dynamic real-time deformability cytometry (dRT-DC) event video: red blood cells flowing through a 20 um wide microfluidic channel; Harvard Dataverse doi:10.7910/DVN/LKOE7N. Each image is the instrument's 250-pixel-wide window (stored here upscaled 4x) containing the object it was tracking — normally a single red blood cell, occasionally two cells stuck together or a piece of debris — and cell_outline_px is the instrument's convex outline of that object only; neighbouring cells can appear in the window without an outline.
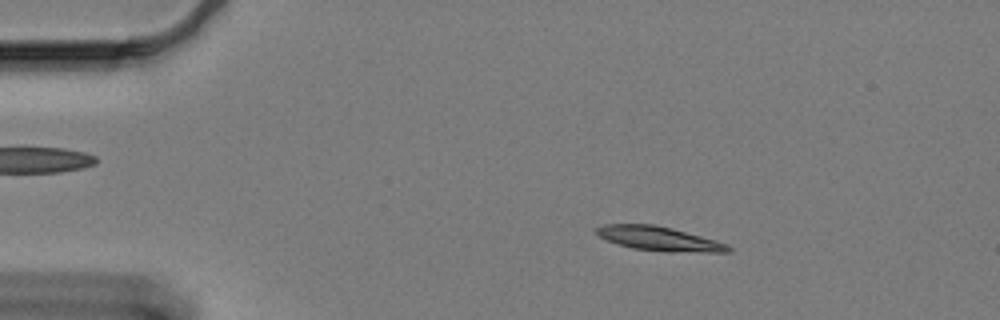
{"species": "Egyptian fruit bat (a non-hibernating species)", "species_latin": "Rousettus aegyptiacus", "temperature_condition": "cold", "stored_images_in_passage": 57, "camera_frame_rate_fps": 3000, "um_per_image_px": 0.085, "animal": {"sex": "female"}, "frame": {"image": 1, "passage_image": 7, "time_ms": 2.0, "image_size_px": [1000, 320], "cell_outline_px": [[732, 252], [668, 252], [632, 248], [616, 244], [600, 236], [596, 232], [596, 228], [604, 224], [656, 224], [672, 228], [716, 240], [728, 244], [732, 248]], "centroid_in_image_um": [56.06, 20.29], "position_along_channel_um": 28.9, "area_um2": 18.67}}
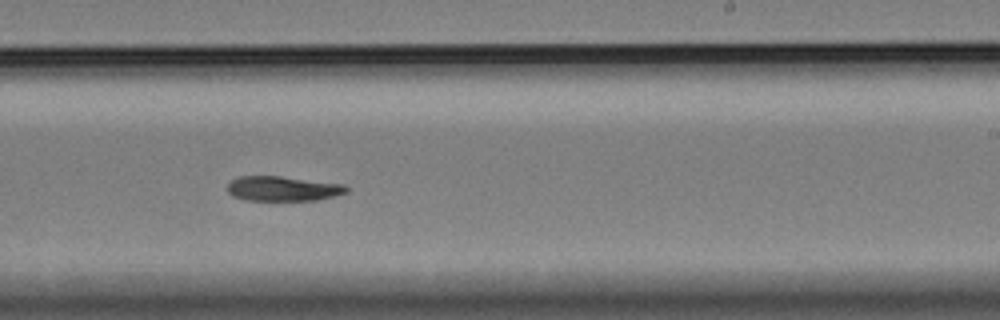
{"frame": {"image": 2, "passage_image": 34, "time_ms": 11.0, "image_size_px": [1000, 320], "cell_outline_px": [[348, 192], [316, 200], [244, 200], [232, 196], [228, 192], [228, 184], [232, 180], [240, 176], [280, 176], [344, 184], [348, 188]], "centroid_in_image_um": [24.03, 16.03], "position_along_channel_um": 265.0, "area_um2": 17.11}}
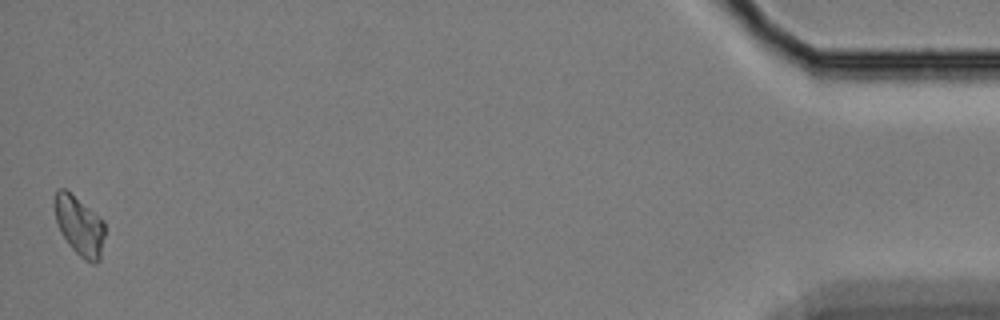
{"frame": {"image": 3, "passage_image": 57, "time_ms": 18.667, "image_size_px": [1000, 320], "cell_outline_px": [[104, 236], [100, 260], [96, 264], [92, 264], [84, 260], [68, 244], [60, 232], [56, 220], [52, 204], [56, 188], [64, 188], [104, 220]], "centroid_in_image_um": [6.72, 19.19], "position_along_channel_um": 428.5, "area_um2": 17.57}, "authors_computed_cell_mechanics": {"area_um2": 18.0336, "velocity_mm_per_s": 3.2597, "shape_relaxation_time_tau1_ms": 5.9623, "shape_relaxation_time_tau2_ms": null, "deformation_change_tau1": 0.1175, "deformation_change_tau2": null}}